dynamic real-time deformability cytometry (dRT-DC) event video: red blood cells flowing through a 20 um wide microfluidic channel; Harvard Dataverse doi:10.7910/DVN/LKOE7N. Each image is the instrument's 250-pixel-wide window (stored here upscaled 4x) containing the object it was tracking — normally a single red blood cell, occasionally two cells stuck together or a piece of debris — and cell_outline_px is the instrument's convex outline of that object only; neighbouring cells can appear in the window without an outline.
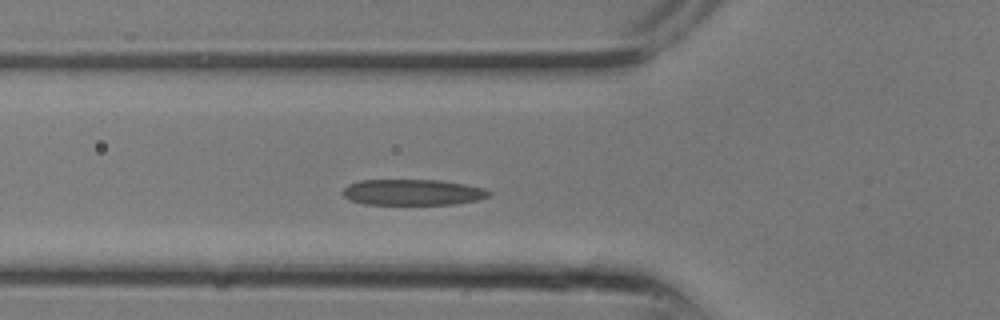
{"species": "common noctule bat (a hibernating species)", "species_latin": "Nyctalus noctula", "temperature_condition": "room temperature", "stored_images_in_passage": 23, "segment_of_instrument_passage": [1, 2], "camera_frame_rate_fps": 3000, "um_per_image_px": 0.085, "animal": {"sex": "male", "body_mass_g": 13.3}, "frame": {"image": 1, "passage_image": 6, "time_ms": 1.667, "image_size_px": [1000, 320], "cell_outline_px": [[492, 196], [480, 200], [456, 204], [364, 204], [352, 200], [344, 196], [344, 188], [348, 184], [360, 180], [440, 180], [464, 184], [484, 188], [492, 192]], "centroid_in_image_um": [35.15, 16.34], "position_along_channel_um": 90.6, "area_um2": 22.14}}
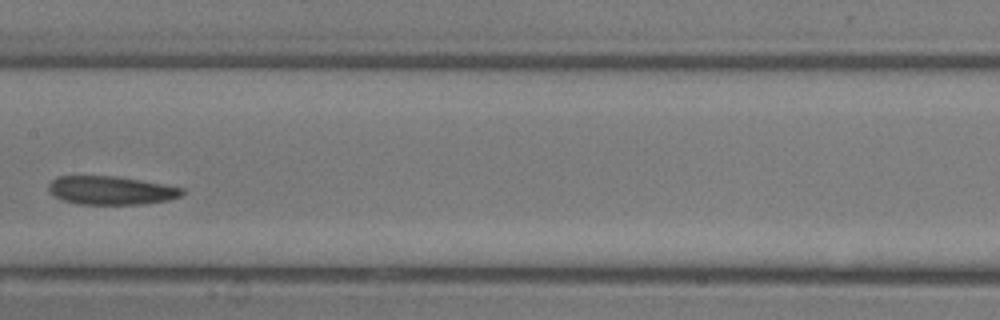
{"frame": {"image": 2, "passage_image": 10, "time_ms": 3.0, "image_size_px": [1000, 320], "cell_outline_px": [[184, 192], [180, 196], [168, 200], [144, 204], [80, 204], [64, 200], [56, 196], [48, 188], [48, 184], [56, 176], [116, 176], [164, 184], [184, 188]], "centroid_in_image_um": [9.46, 16.18], "position_along_channel_um": 197.9, "area_um2": 22.02}}
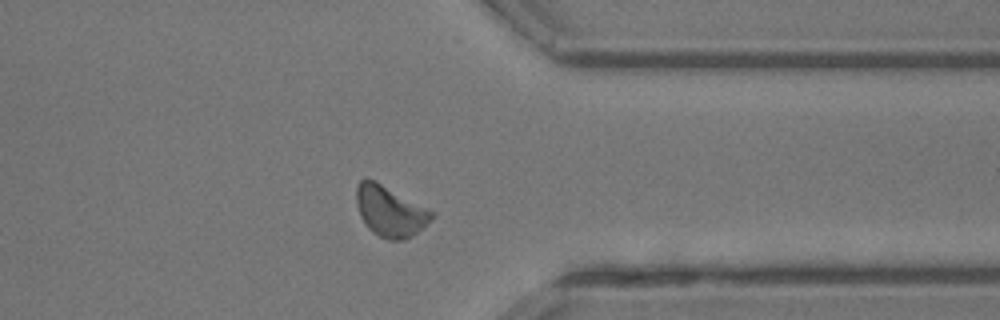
{"frame": {"image": 3, "passage_image": 17, "time_ms": 5.333, "image_size_px": [1000, 320], "cell_outline_px": [[436, 216], [412, 236], [404, 240], [388, 240], [372, 232], [368, 228], [360, 216], [356, 204], [356, 184], [360, 180], [368, 176], [376, 180], [436, 212]], "centroid_in_image_um": [33.15, 17.92], "position_along_channel_um": 378.3, "area_um2": 22.72}}